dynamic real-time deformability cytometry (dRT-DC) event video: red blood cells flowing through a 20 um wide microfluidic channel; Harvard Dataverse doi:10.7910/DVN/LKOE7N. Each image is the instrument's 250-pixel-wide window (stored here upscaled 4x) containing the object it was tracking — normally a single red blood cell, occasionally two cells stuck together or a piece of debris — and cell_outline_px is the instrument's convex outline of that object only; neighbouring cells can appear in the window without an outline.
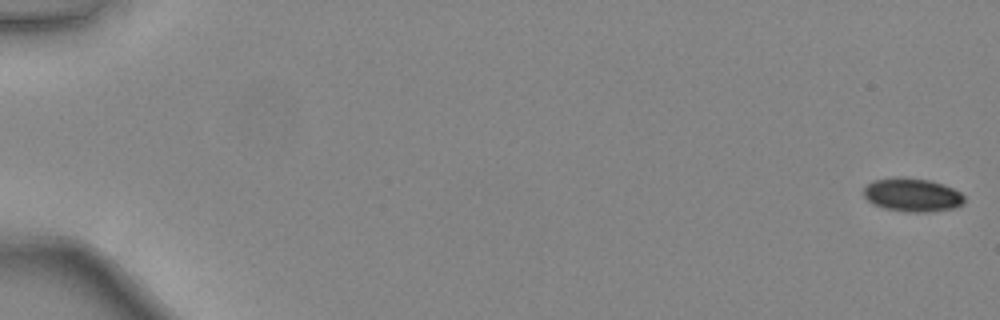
{"species": "common noctule bat (a hibernating species)", "species_latin": "Nyctalus noctula", "temperature_condition": "warm", "stored_images_in_passage": 12, "camera_frame_rate_fps": 3000, "um_per_image_px": 0.085, "animal": {"sex": "female", "body_mass_g": 24.6, "forearm_length_mm": 56.2}, "frame": {"image": 1, "passage_image": 1, "time_ms": 0.0, "image_size_px": [1000, 320], "cell_outline_px": [[964, 204], [952, 208], [932, 212], [908, 212], [884, 208], [872, 204], [864, 196], [864, 188], [872, 180], [900, 176], [928, 180], [944, 184], [960, 192], [964, 196]], "centroid_in_image_um": [77.54, 16.56], "position_along_channel_um": 7.5, "area_um2": 19.77}}